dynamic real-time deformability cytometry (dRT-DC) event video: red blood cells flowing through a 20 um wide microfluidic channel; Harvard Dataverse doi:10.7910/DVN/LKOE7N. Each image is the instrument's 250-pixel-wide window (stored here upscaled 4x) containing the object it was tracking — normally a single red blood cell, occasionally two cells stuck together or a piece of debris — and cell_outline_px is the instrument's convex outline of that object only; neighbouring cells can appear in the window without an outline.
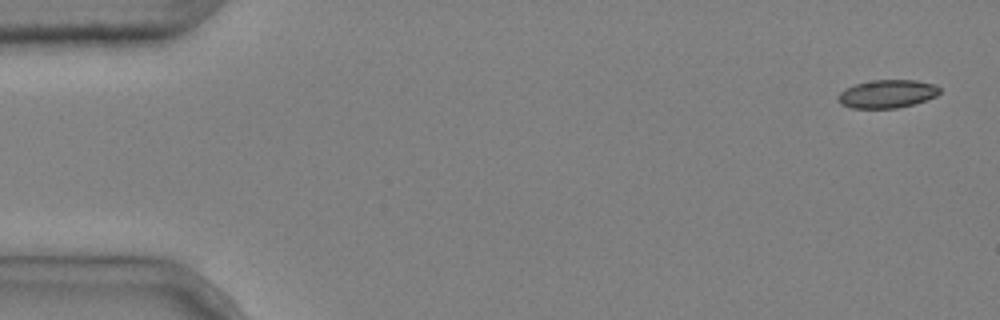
{"species": "common noctule bat (a hibernating species)", "species_latin": "Nyctalus noctula", "temperature_condition": "cold", "stored_images_in_passage": 5, "camera_frame_rate_fps": 3000, "um_per_image_px": 0.085, "animal": {"sex": "male", "body_mass_g": 20.4}, "frame": {"image": 1, "passage_image": 1, "time_ms": 0.0, "image_size_px": [1000, 320], "cell_outline_px": [[940, 92], [936, 96], [912, 104], [896, 108], [852, 108], [840, 104], [836, 100], [836, 96], [844, 88], [856, 84], [872, 80], [916, 80], [936, 84], [940, 88]], "centroid_in_image_um": [75.37, 7.97], "position_along_channel_um": 9.6, "area_um2": 16.76}}
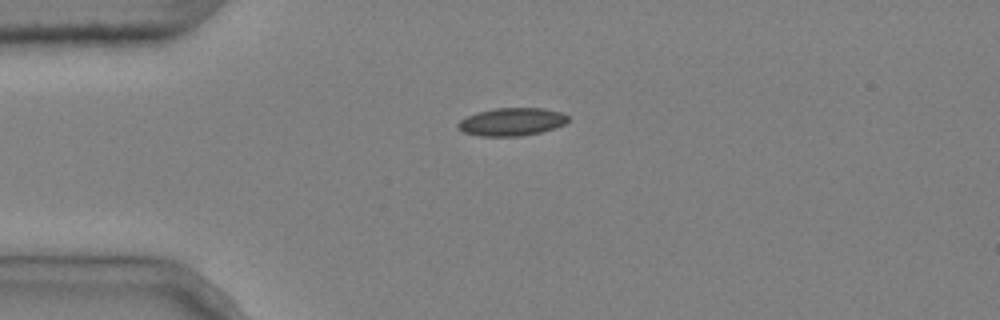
{"frame": {"image": 2, "passage_image": 4, "time_ms": 1.0, "image_size_px": [1000, 320], "cell_outline_px": [[568, 120], [564, 124], [556, 128], [540, 132], [520, 136], [480, 136], [464, 132], [456, 128], [456, 124], [460, 120], [476, 112], [496, 108], [544, 108], [560, 112], [568, 116]], "centroid_in_image_um": [43.48, 10.35], "position_along_channel_um": 41.5, "area_um2": 17.92}}